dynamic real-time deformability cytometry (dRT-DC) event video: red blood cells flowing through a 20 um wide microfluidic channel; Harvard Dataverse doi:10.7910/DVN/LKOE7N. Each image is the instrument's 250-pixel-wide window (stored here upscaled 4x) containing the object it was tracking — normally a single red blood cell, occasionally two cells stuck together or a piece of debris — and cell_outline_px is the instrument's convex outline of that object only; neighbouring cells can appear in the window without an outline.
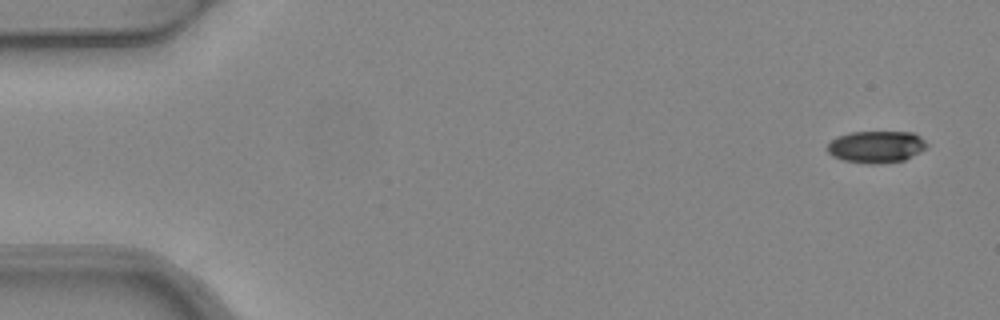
{"species": "common noctule bat (a hibernating species)", "species_latin": "Nyctalus noctula", "temperature_condition": "warm", "stored_images_in_passage": 5, "camera_frame_rate_fps": 3000, "um_per_image_px": 0.085, "animal": {"sex": "female", "body_mass_g": 24.6, "forearm_length_mm": 56.2}, "frame": {"image": 1, "passage_image": 1, "time_ms": 0.0, "image_size_px": [1000, 320], "cell_outline_px": [[928, 148], [904, 160], [880, 164], [868, 164], [844, 160], [832, 156], [824, 148], [836, 136], [852, 132], [916, 132], [928, 144]], "centroid_in_image_um": [74.49, 12.48], "position_along_channel_um": 10.5, "area_um2": 18.79}}